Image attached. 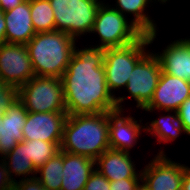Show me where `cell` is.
<instances>
[{"label":"cell","mask_w":190,"mask_h":190,"mask_svg":"<svg viewBox=\"0 0 190 190\" xmlns=\"http://www.w3.org/2000/svg\"><path fill=\"white\" fill-rule=\"evenodd\" d=\"M91 43L78 48L76 42L61 77L68 115L97 114L117 109L116 98L106 83L103 67L105 49Z\"/></svg>","instance_id":"cell-1"},{"label":"cell","mask_w":190,"mask_h":190,"mask_svg":"<svg viewBox=\"0 0 190 190\" xmlns=\"http://www.w3.org/2000/svg\"><path fill=\"white\" fill-rule=\"evenodd\" d=\"M109 146V112L68 115L60 150L96 160Z\"/></svg>","instance_id":"cell-2"},{"label":"cell","mask_w":190,"mask_h":190,"mask_svg":"<svg viewBox=\"0 0 190 190\" xmlns=\"http://www.w3.org/2000/svg\"><path fill=\"white\" fill-rule=\"evenodd\" d=\"M76 42L65 32L36 33L26 44L35 75L61 79Z\"/></svg>","instance_id":"cell-3"},{"label":"cell","mask_w":190,"mask_h":190,"mask_svg":"<svg viewBox=\"0 0 190 190\" xmlns=\"http://www.w3.org/2000/svg\"><path fill=\"white\" fill-rule=\"evenodd\" d=\"M158 32L143 34L136 42L123 47L105 49L103 67L106 83L115 98L116 93L124 90L134 66L150 51L148 47L151 48L156 39L158 41Z\"/></svg>","instance_id":"cell-4"},{"label":"cell","mask_w":190,"mask_h":190,"mask_svg":"<svg viewBox=\"0 0 190 190\" xmlns=\"http://www.w3.org/2000/svg\"><path fill=\"white\" fill-rule=\"evenodd\" d=\"M91 34H97L99 39L95 41V46L107 49L136 42L144 33L129 18L114 9L110 2H104L97 10Z\"/></svg>","instance_id":"cell-5"},{"label":"cell","mask_w":190,"mask_h":190,"mask_svg":"<svg viewBox=\"0 0 190 190\" xmlns=\"http://www.w3.org/2000/svg\"><path fill=\"white\" fill-rule=\"evenodd\" d=\"M153 50H150L134 66L124 88L125 93L127 90L128 95L123 94V96L118 95L116 97L117 109H124L128 112L127 109L129 108H125L126 99H133L134 103H136L134 108L137 110H143L150 103L162 73L159 59Z\"/></svg>","instance_id":"cell-6"},{"label":"cell","mask_w":190,"mask_h":190,"mask_svg":"<svg viewBox=\"0 0 190 190\" xmlns=\"http://www.w3.org/2000/svg\"><path fill=\"white\" fill-rule=\"evenodd\" d=\"M55 19V30L65 32L77 41L93 29L97 10L102 2L97 0H49Z\"/></svg>","instance_id":"cell-7"},{"label":"cell","mask_w":190,"mask_h":190,"mask_svg":"<svg viewBox=\"0 0 190 190\" xmlns=\"http://www.w3.org/2000/svg\"><path fill=\"white\" fill-rule=\"evenodd\" d=\"M18 99L28 112H67L60 78L35 75L18 89Z\"/></svg>","instance_id":"cell-8"},{"label":"cell","mask_w":190,"mask_h":190,"mask_svg":"<svg viewBox=\"0 0 190 190\" xmlns=\"http://www.w3.org/2000/svg\"><path fill=\"white\" fill-rule=\"evenodd\" d=\"M167 155H154L141 169L142 184L147 190H181L187 164ZM179 162V163H178Z\"/></svg>","instance_id":"cell-9"},{"label":"cell","mask_w":190,"mask_h":190,"mask_svg":"<svg viewBox=\"0 0 190 190\" xmlns=\"http://www.w3.org/2000/svg\"><path fill=\"white\" fill-rule=\"evenodd\" d=\"M35 76L25 44L0 45V79L19 89Z\"/></svg>","instance_id":"cell-10"},{"label":"cell","mask_w":190,"mask_h":190,"mask_svg":"<svg viewBox=\"0 0 190 190\" xmlns=\"http://www.w3.org/2000/svg\"><path fill=\"white\" fill-rule=\"evenodd\" d=\"M125 113L124 109L109 112V146L113 150L131 153L140 142L145 125L143 116L136 120V116L130 115L131 112L128 115Z\"/></svg>","instance_id":"cell-11"},{"label":"cell","mask_w":190,"mask_h":190,"mask_svg":"<svg viewBox=\"0 0 190 190\" xmlns=\"http://www.w3.org/2000/svg\"><path fill=\"white\" fill-rule=\"evenodd\" d=\"M189 97V82L162 72L153 98L143 111L145 113L177 111Z\"/></svg>","instance_id":"cell-12"},{"label":"cell","mask_w":190,"mask_h":190,"mask_svg":"<svg viewBox=\"0 0 190 190\" xmlns=\"http://www.w3.org/2000/svg\"><path fill=\"white\" fill-rule=\"evenodd\" d=\"M67 112H28L23 127L24 140L62 142Z\"/></svg>","instance_id":"cell-13"},{"label":"cell","mask_w":190,"mask_h":190,"mask_svg":"<svg viewBox=\"0 0 190 190\" xmlns=\"http://www.w3.org/2000/svg\"><path fill=\"white\" fill-rule=\"evenodd\" d=\"M153 52L159 59L162 72L190 83V42L186 37L168 41L161 51L155 49Z\"/></svg>","instance_id":"cell-14"},{"label":"cell","mask_w":190,"mask_h":190,"mask_svg":"<svg viewBox=\"0 0 190 190\" xmlns=\"http://www.w3.org/2000/svg\"><path fill=\"white\" fill-rule=\"evenodd\" d=\"M131 154L125 151L108 149L95 160V169L109 181L142 178L141 170L136 167L137 161L132 159Z\"/></svg>","instance_id":"cell-15"},{"label":"cell","mask_w":190,"mask_h":190,"mask_svg":"<svg viewBox=\"0 0 190 190\" xmlns=\"http://www.w3.org/2000/svg\"><path fill=\"white\" fill-rule=\"evenodd\" d=\"M28 111L18 99L14 102L3 118L0 119V156L9 153L19 142L24 140L23 127Z\"/></svg>","instance_id":"cell-16"},{"label":"cell","mask_w":190,"mask_h":190,"mask_svg":"<svg viewBox=\"0 0 190 190\" xmlns=\"http://www.w3.org/2000/svg\"><path fill=\"white\" fill-rule=\"evenodd\" d=\"M161 112H163V115L160 114L161 116L158 118L146 122L144 134L149 133L151 137H155L154 139L157 144H162L163 148L159 147L157 155H167L168 153H166L163 143L165 145L172 144L180 135H187V133L177 111H160L159 113Z\"/></svg>","instance_id":"cell-17"},{"label":"cell","mask_w":190,"mask_h":190,"mask_svg":"<svg viewBox=\"0 0 190 190\" xmlns=\"http://www.w3.org/2000/svg\"><path fill=\"white\" fill-rule=\"evenodd\" d=\"M30 14V0H25L14 9L4 12L6 43L26 45L36 34Z\"/></svg>","instance_id":"cell-18"},{"label":"cell","mask_w":190,"mask_h":190,"mask_svg":"<svg viewBox=\"0 0 190 190\" xmlns=\"http://www.w3.org/2000/svg\"><path fill=\"white\" fill-rule=\"evenodd\" d=\"M94 170L95 160L63 151V179L60 190H83Z\"/></svg>","instance_id":"cell-19"},{"label":"cell","mask_w":190,"mask_h":190,"mask_svg":"<svg viewBox=\"0 0 190 190\" xmlns=\"http://www.w3.org/2000/svg\"><path fill=\"white\" fill-rule=\"evenodd\" d=\"M111 4L114 9L129 18L144 34L160 30L159 26H157L158 22L154 20L152 15L148 14L150 13L148 11L149 7H154L149 0H115Z\"/></svg>","instance_id":"cell-20"},{"label":"cell","mask_w":190,"mask_h":190,"mask_svg":"<svg viewBox=\"0 0 190 190\" xmlns=\"http://www.w3.org/2000/svg\"><path fill=\"white\" fill-rule=\"evenodd\" d=\"M8 176L14 183L17 179L24 180L36 177L37 169L27 153V140L19 142L9 153L2 157ZM17 178L15 179L14 178ZM19 177V178H18Z\"/></svg>","instance_id":"cell-21"},{"label":"cell","mask_w":190,"mask_h":190,"mask_svg":"<svg viewBox=\"0 0 190 190\" xmlns=\"http://www.w3.org/2000/svg\"><path fill=\"white\" fill-rule=\"evenodd\" d=\"M63 151L37 169L36 178L47 190H60L63 177ZM40 175V176H39Z\"/></svg>","instance_id":"cell-22"},{"label":"cell","mask_w":190,"mask_h":190,"mask_svg":"<svg viewBox=\"0 0 190 190\" xmlns=\"http://www.w3.org/2000/svg\"><path fill=\"white\" fill-rule=\"evenodd\" d=\"M30 11L36 33L55 31V19L49 0H30Z\"/></svg>","instance_id":"cell-23"},{"label":"cell","mask_w":190,"mask_h":190,"mask_svg":"<svg viewBox=\"0 0 190 190\" xmlns=\"http://www.w3.org/2000/svg\"><path fill=\"white\" fill-rule=\"evenodd\" d=\"M61 142H46L41 140H27L28 157L36 169L44 165L50 158L60 151Z\"/></svg>","instance_id":"cell-24"},{"label":"cell","mask_w":190,"mask_h":190,"mask_svg":"<svg viewBox=\"0 0 190 190\" xmlns=\"http://www.w3.org/2000/svg\"><path fill=\"white\" fill-rule=\"evenodd\" d=\"M18 100V89L0 79V119L9 107Z\"/></svg>","instance_id":"cell-25"},{"label":"cell","mask_w":190,"mask_h":190,"mask_svg":"<svg viewBox=\"0 0 190 190\" xmlns=\"http://www.w3.org/2000/svg\"><path fill=\"white\" fill-rule=\"evenodd\" d=\"M83 190H110V181L98 170H94Z\"/></svg>","instance_id":"cell-26"},{"label":"cell","mask_w":190,"mask_h":190,"mask_svg":"<svg viewBox=\"0 0 190 190\" xmlns=\"http://www.w3.org/2000/svg\"><path fill=\"white\" fill-rule=\"evenodd\" d=\"M142 183V178H125L110 181V190H136Z\"/></svg>","instance_id":"cell-27"},{"label":"cell","mask_w":190,"mask_h":190,"mask_svg":"<svg viewBox=\"0 0 190 190\" xmlns=\"http://www.w3.org/2000/svg\"><path fill=\"white\" fill-rule=\"evenodd\" d=\"M13 190H47L41 182L36 178H27L24 180H17L13 183Z\"/></svg>","instance_id":"cell-28"},{"label":"cell","mask_w":190,"mask_h":190,"mask_svg":"<svg viewBox=\"0 0 190 190\" xmlns=\"http://www.w3.org/2000/svg\"><path fill=\"white\" fill-rule=\"evenodd\" d=\"M177 113L183 122L187 135L190 136V97L182 103Z\"/></svg>","instance_id":"cell-29"},{"label":"cell","mask_w":190,"mask_h":190,"mask_svg":"<svg viewBox=\"0 0 190 190\" xmlns=\"http://www.w3.org/2000/svg\"><path fill=\"white\" fill-rule=\"evenodd\" d=\"M0 190H13V182L10 180L3 162L0 163Z\"/></svg>","instance_id":"cell-30"},{"label":"cell","mask_w":190,"mask_h":190,"mask_svg":"<svg viewBox=\"0 0 190 190\" xmlns=\"http://www.w3.org/2000/svg\"><path fill=\"white\" fill-rule=\"evenodd\" d=\"M24 1L25 0H0V10L6 12L8 10L14 9Z\"/></svg>","instance_id":"cell-31"},{"label":"cell","mask_w":190,"mask_h":190,"mask_svg":"<svg viewBox=\"0 0 190 190\" xmlns=\"http://www.w3.org/2000/svg\"><path fill=\"white\" fill-rule=\"evenodd\" d=\"M5 31H6V23H5L4 11L0 10V45L6 43Z\"/></svg>","instance_id":"cell-32"},{"label":"cell","mask_w":190,"mask_h":190,"mask_svg":"<svg viewBox=\"0 0 190 190\" xmlns=\"http://www.w3.org/2000/svg\"><path fill=\"white\" fill-rule=\"evenodd\" d=\"M181 190H190V166L189 165L184 170V177L182 181Z\"/></svg>","instance_id":"cell-33"},{"label":"cell","mask_w":190,"mask_h":190,"mask_svg":"<svg viewBox=\"0 0 190 190\" xmlns=\"http://www.w3.org/2000/svg\"><path fill=\"white\" fill-rule=\"evenodd\" d=\"M151 2V4H155V7H156V4H160V5H168L167 2L169 3L170 0H149Z\"/></svg>","instance_id":"cell-34"},{"label":"cell","mask_w":190,"mask_h":190,"mask_svg":"<svg viewBox=\"0 0 190 190\" xmlns=\"http://www.w3.org/2000/svg\"><path fill=\"white\" fill-rule=\"evenodd\" d=\"M136 190H147V188L141 183Z\"/></svg>","instance_id":"cell-35"},{"label":"cell","mask_w":190,"mask_h":190,"mask_svg":"<svg viewBox=\"0 0 190 190\" xmlns=\"http://www.w3.org/2000/svg\"><path fill=\"white\" fill-rule=\"evenodd\" d=\"M97 1L102 2V3L107 2L106 0H97Z\"/></svg>","instance_id":"cell-36"},{"label":"cell","mask_w":190,"mask_h":190,"mask_svg":"<svg viewBox=\"0 0 190 190\" xmlns=\"http://www.w3.org/2000/svg\"><path fill=\"white\" fill-rule=\"evenodd\" d=\"M186 38H187V40L190 42V36H188V35H187V37H186Z\"/></svg>","instance_id":"cell-37"}]
</instances>
